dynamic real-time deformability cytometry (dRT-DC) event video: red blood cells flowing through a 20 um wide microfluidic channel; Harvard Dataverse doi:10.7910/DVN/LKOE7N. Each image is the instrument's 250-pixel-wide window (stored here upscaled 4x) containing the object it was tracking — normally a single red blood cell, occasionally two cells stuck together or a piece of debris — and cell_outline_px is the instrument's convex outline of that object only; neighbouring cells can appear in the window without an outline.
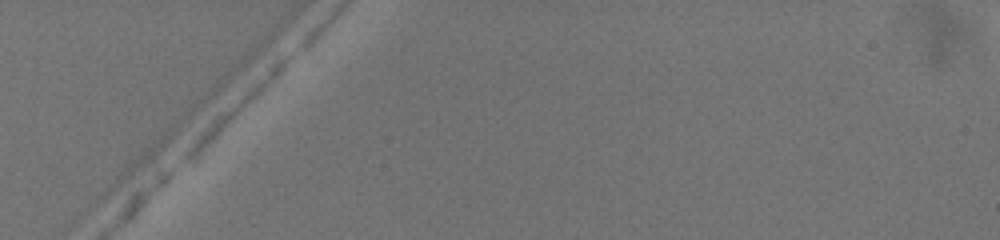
{"species": "common noctule bat (a hibernating species)", "species_latin": "Nyctalus noctula", "temperature_condition": "warm", "stored_images_in_passage": 1, "camera_frame_rate_fps": 3000, "um_per_image_px": 0.085, "animal": {"sex": "female", "body_mass_g": 19.5, "forearm_length_mm": 54.1}, "frame": {"image": 1, "passage_image": 1, "time_ms": 0.0, "image_size_px": [1000, 240], "cell_outline_px": [[292, 56], [228, 120], [188, 156], [180, 160], [180, 156], [196, 136], [220, 112], [280, 56], [288, 52], [292, 52]], "centroid_in_image_um": [20.03, 8.9], "position_along_channel_um": 65.0, "area_um2": 10.29}}